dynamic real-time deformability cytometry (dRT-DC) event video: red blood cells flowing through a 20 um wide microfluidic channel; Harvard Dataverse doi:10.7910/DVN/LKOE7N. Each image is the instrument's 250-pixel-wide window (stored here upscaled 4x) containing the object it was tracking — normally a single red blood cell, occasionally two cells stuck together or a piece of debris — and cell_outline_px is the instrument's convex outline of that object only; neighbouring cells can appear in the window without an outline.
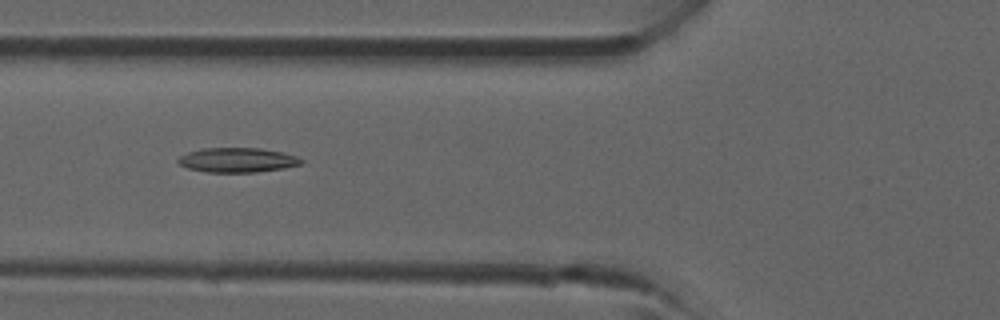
{"species": "common noctule bat (a hibernating species)", "species_latin": "Nyctalus noctula", "temperature_condition": "room temperature", "stored_images_in_passage": 38, "camera_frame_rate_fps": 3000, "um_per_image_px": 0.085, "animal": {"sex": "male", "forearm_length_mm": 52.5}, "frame": {"image": 1, "passage_image": 12, "time_ms": 3.667, "image_size_px": [1000, 320], "cell_outline_px": [[304, 160], [300, 164], [284, 168], [256, 172], [208, 172], [188, 168], [180, 164], [176, 160], [180, 156], [188, 152], [204, 148], [260, 148], [284, 152], [296, 156]], "centroid_in_image_um": [20.19, 13.6], "position_along_channel_um": 105.6, "area_um2": 17.57}}
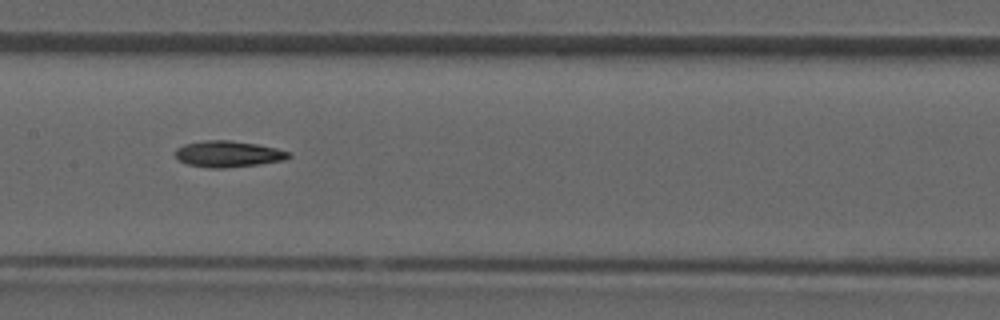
{"frame": {"image": 2, "passage_image": 17, "time_ms": 5.333, "image_size_px": [1000, 320], "cell_outline_px": [[292, 156], [284, 160], [260, 164], [224, 168], [212, 168], [188, 164], [180, 160], [176, 156], [176, 148], [184, 144], [204, 140], [228, 140], [256, 144], [276, 148], [292, 152]], "centroid_in_image_um": [19.43, 13.08], "position_along_channel_um": 188.0, "area_um2": 17.28}}